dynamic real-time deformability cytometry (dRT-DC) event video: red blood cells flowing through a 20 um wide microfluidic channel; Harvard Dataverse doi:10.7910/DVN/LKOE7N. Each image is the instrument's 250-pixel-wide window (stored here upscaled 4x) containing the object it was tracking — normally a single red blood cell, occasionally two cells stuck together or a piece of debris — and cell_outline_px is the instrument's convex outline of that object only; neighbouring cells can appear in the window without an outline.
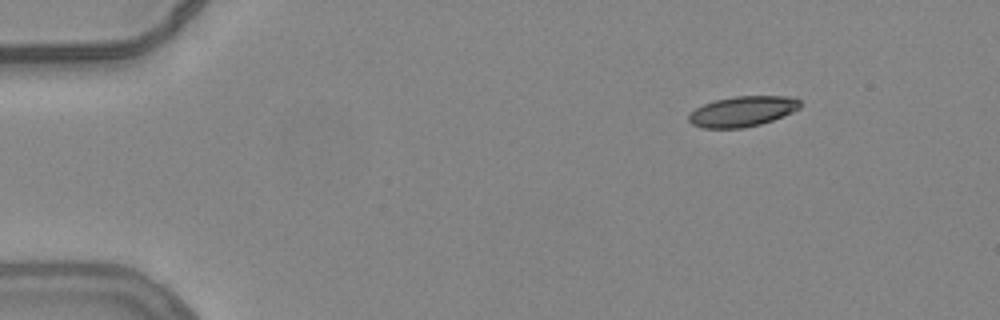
{"species": "common noctule bat (a hibernating species)", "species_latin": "Nyctalus noctula", "temperature_condition": "warm", "stored_images_in_passage": 4, "camera_frame_rate_fps": 3000, "um_per_image_px": 0.085, "animal": {"sex": "female", "body_mass_g": 24.6, "forearm_length_mm": 56.2}, "frame": {"image": 1, "passage_image": 1, "time_ms": 0.0, "image_size_px": [1000, 320], "cell_outline_px": [[804, 104], [800, 108], [784, 116], [760, 124], [744, 128], [704, 128], [692, 124], [688, 120], [688, 116], [696, 108], [704, 104], [716, 100], [736, 96], [796, 96]], "centroid_in_image_um": [63.18, 9.46], "position_along_channel_um": 21.8, "area_um2": 19.83}}